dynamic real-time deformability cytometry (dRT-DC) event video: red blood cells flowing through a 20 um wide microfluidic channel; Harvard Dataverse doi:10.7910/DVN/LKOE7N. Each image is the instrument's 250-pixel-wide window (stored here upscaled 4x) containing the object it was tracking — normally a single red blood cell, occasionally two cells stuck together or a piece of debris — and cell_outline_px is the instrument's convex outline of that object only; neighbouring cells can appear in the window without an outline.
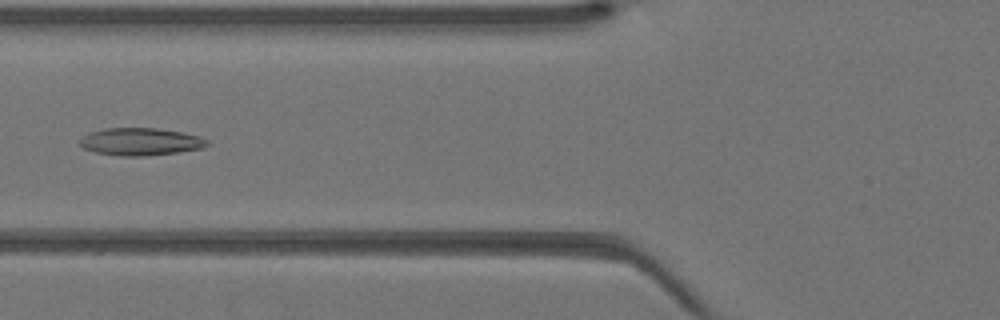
{"species": "Egyptian fruit bat (a non-hibernating species)", "species_latin": "Rousettus aegyptiacus", "temperature_condition": "warm", "stored_images_in_passage": 43, "camera_frame_rate_fps": 3000, "um_per_image_px": 0.085, "animal": {"sex": "female"}, "frame": {"image": 1, "passage_image": 17, "time_ms": 5.333, "image_size_px": [1000, 320], "cell_outline_px": [[208, 144], [200, 148], [176, 152], [144, 156], [120, 156], [96, 152], [84, 148], [76, 140], [80, 136], [88, 132], [104, 128], [156, 128], [180, 132], [200, 136], [208, 140]], "centroid_in_image_um": [11.86, 12.03], "position_along_channel_um": 113.9, "area_um2": 20.4}}
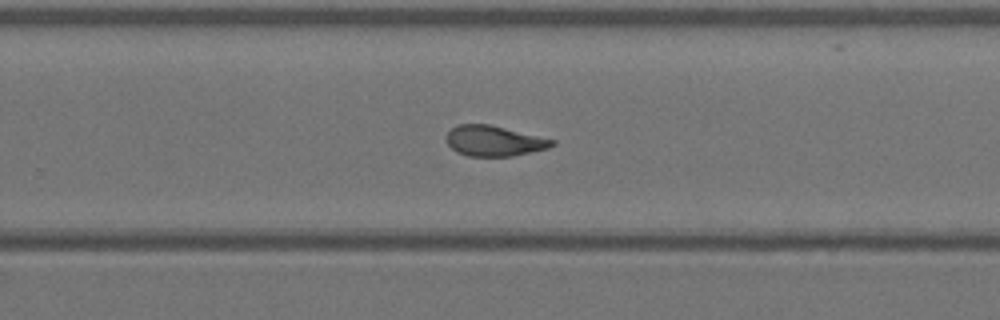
{"frame": {"image": 2, "passage_image": 28, "time_ms": 9.0, "image_size_px": [1000, 320], "cell_outline_px": [[556, 144], [548, 148], [512, 156], [468, 156], [456, 152], [448, 144], [444, 136], [456, 124], [488, 124], [556, 140]], "centroid_in_image_um": [41.97, 11.97], "position_along_channel_um": 287.8, "area_um2": 18.73}}
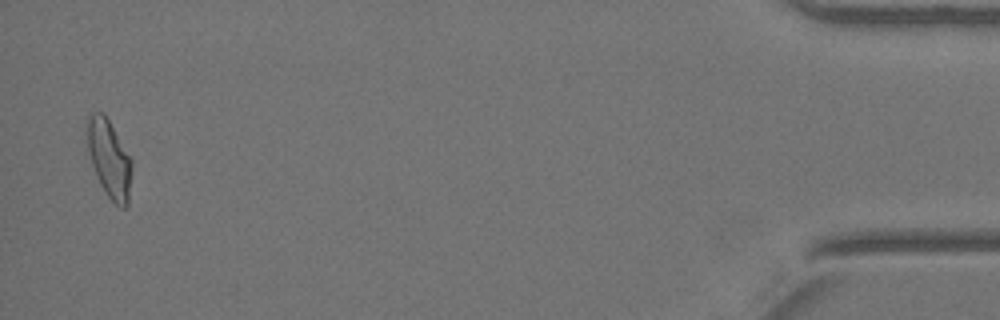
{"frame": {"image": 3, "passage_image": 42, "time_ms": 13.667, "image_size_px": [1000, 320], "cell_outline_px": [[132, 168], [128, 204], [124, 208], [120, 208], [108, 196], [100, 184], [96, 176], [88, 152], [84, 128], [88, 116], [92, 112], [104, 112], [132, 160]], "centroid_in_image_um": [9.25, 13.45], "position_along_channel_um": 426.0, "area_um2": 20.52}}